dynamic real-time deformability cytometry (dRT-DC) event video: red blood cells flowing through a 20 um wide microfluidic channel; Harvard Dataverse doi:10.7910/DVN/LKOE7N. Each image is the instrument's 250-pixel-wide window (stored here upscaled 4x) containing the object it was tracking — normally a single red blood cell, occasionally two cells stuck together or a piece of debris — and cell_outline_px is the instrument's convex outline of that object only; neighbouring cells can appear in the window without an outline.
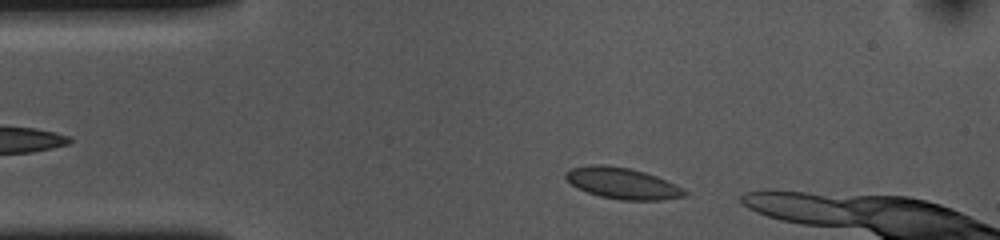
{"species": "common noctule bat (a hibernating species)", "species_latin": "Nyctalus noctula", "temperature_condition": "cold", "stored_images_in_passage": 12, "camera_frame_rate_fps": 3000, "um_per_image_px": 0.085, "animal": {"sex": "female", "body_mass_g": 10.0, "forearm_length_mm": 53.1}, "frame": {"image": 1, "passage_image": 3, "time_ms": 0.667, "image_size_px": [1000, 240], "cell_outline_px": [[688, 196], [660, 200], [620, 200], [600, 196], [588, 192], [572, 184], [564, 176], [564, 172], [572, 168], [592, 164], [604, 164], [632, 168], [656, 176], [688, 192]], "centroid_in_image_um": [52.89, 15.57], "position_along_channel_um": 32.1, "area_um2": 21.44}}
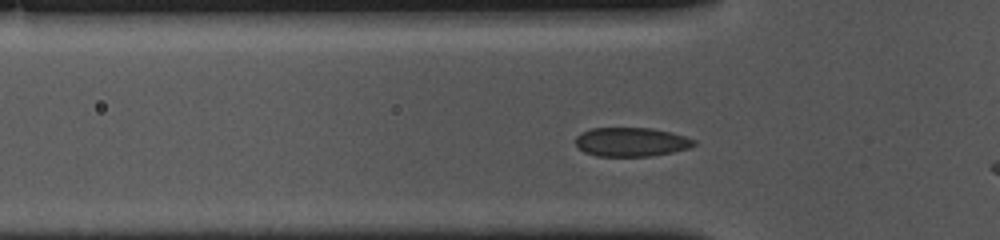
{"frame": {"image": 2, "passage_image": 9, "time_ms": 2.667, "image_size_px": [1000, 240], "cell_outline_px": [[696, 144], [688, 148], [672, 152], [648, 156], [596, 156], [584, 152], [576, 144], [576, 136], [580, 132], [592, 128], [652, 128], [672, 132], [696, 140]], "centroid_in_image_um": [53.65, 12.06], "position_along_channel_um": 72.2, "area_um2": 20.0}}